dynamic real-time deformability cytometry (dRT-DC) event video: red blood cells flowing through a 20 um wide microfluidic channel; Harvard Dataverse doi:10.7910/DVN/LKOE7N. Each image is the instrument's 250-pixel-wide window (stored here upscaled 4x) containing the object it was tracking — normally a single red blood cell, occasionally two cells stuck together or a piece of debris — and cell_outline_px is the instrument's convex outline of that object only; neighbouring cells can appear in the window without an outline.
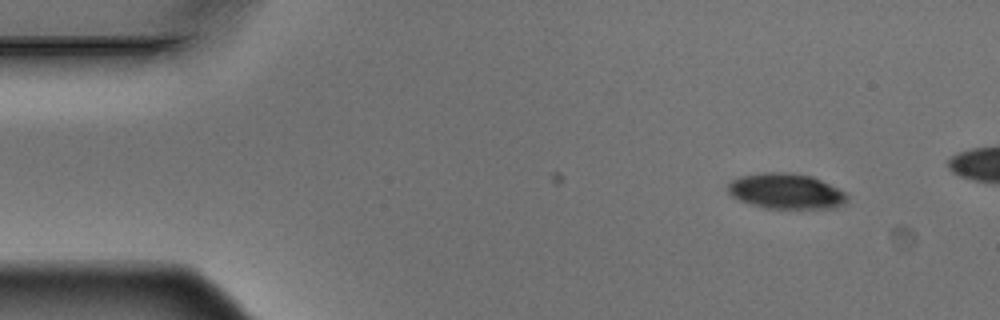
{"species": "Egyptian fruit bat (a non-hibernating species)", "species_latin": "Rousettus aegyptiacus", "temperature_condition": "warm", "stored_images_in_passage": 5, "camera_frame_rate_fps": 3000, "um_per_image_px": 0.085, "animal": {"sex": "male"}, "frame": {"image": 1, "passage_image": 1, "time_ms": 0.0, "image_size_px": [1000, 320], "cell_outline_px": [[848, 200], [844, 204], [836, 208], [764, 208], [740, 200], [732, 196], [728, 192], [728, 184], [732, 180], [740, 176], [764, 172], [788, 172], [812, 176], [844, 192], [848, 196]], "centroid_in_image_um": [66.81, 16.25], "position_along_channel_um": 18.2, "area_um2": 24.51}}
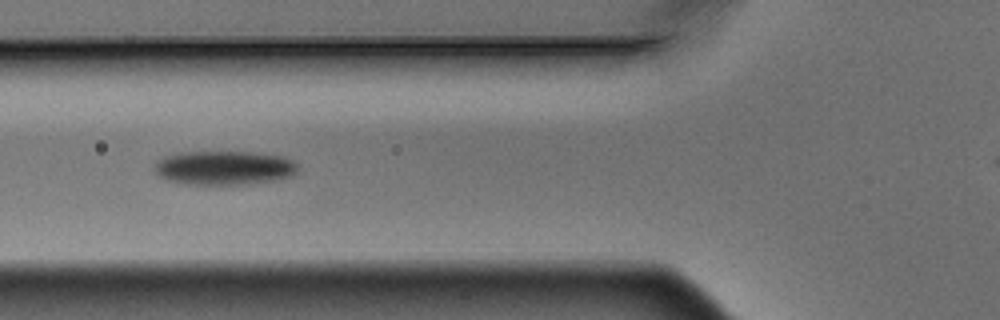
{"frame": {"image": 2, "passage_image": 4, "time_ms": 1.0, "image_size_px": [1000, 320], "cell_outline_px": [[300, 168], [292, 176], [252, 184], [184, 184], [168, 180], [160, 176], [156, 172], [156, 160], [164, 156], [180, 152], [248, 152], [284, 156], [292, 160]], "centroid_in_image_um": [19.07, 14.26], "position_along_channel_um": 106.7, "area_um2": 28.44}}
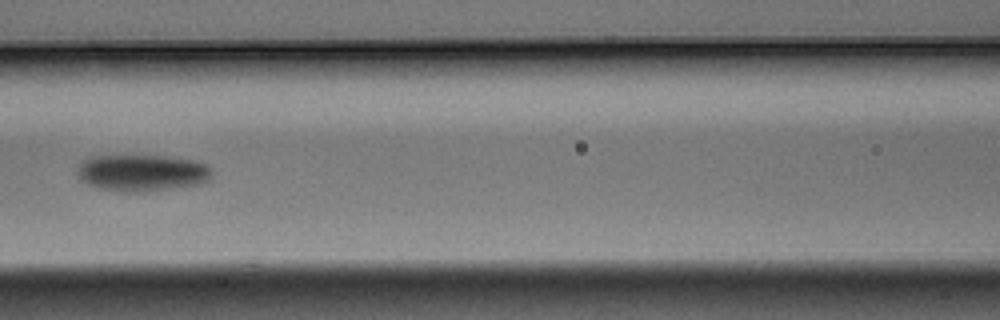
{"frame": {"image": 3, "passage_image": 5, "time_ms": 1.333, "image_size_px": [1000, 320], "cell_outline_px": [[212, 176], [208, 180], [200, 184], [172, 188], [140, 192], [124, 192], [100, 188], [88, 184], [80, 180], [80, 164], [84, 160], [92, 156], [172, 156], [196, 160], [208, 164], [212, 168]], "centroid_in_image_um": [12.16, 14.68], "position_along_channel_um": 154.4, "area_um2": 28.78}}